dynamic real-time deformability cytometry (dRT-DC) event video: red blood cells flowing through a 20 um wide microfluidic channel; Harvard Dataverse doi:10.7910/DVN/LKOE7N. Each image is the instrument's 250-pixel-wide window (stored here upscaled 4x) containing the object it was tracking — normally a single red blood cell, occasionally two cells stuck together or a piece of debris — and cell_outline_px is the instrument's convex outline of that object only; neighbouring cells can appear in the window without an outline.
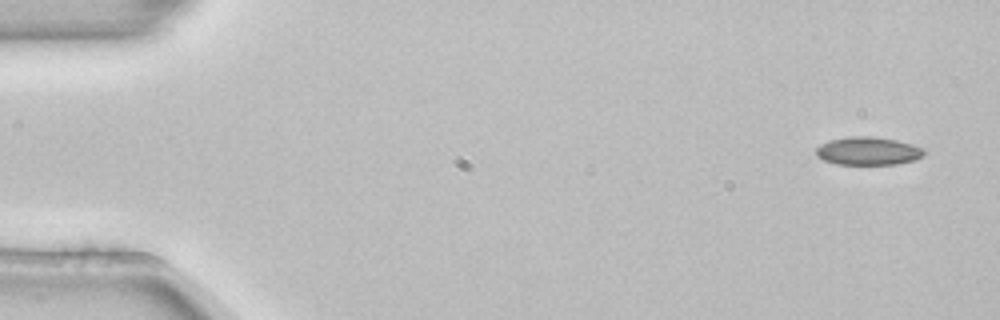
{"species": "common noctule bat (a hibernating species)", "species_latin": "Nyctalus noctula", "temperature_condition": "room temperature", "stored_images_in_passage": 4, "camera_frame_rate_fps": 3000, "um_per_image_px": 0.085, "animal": {"sex": "female", "body_mass_g": 22.7, "forearm_length_mm": 54.2}, "frame": {"image": 1, "passage_image": 1, "time_ms": 0.0, "image_size_px": [1000, 320], "cell_outline_px": [[924, 156], [912, 160], [896, 164], [836, 164], [824, 160], [816, 156], [816, 148], [820, 144], [832, 140], [852, 136], [872, 136], [896, 140], [912, 144], [924, 148]], "centroid_in_image_um": [73.79, 12.83], "position_along_channel_um": 11.2, "area_um2": 17.57}}
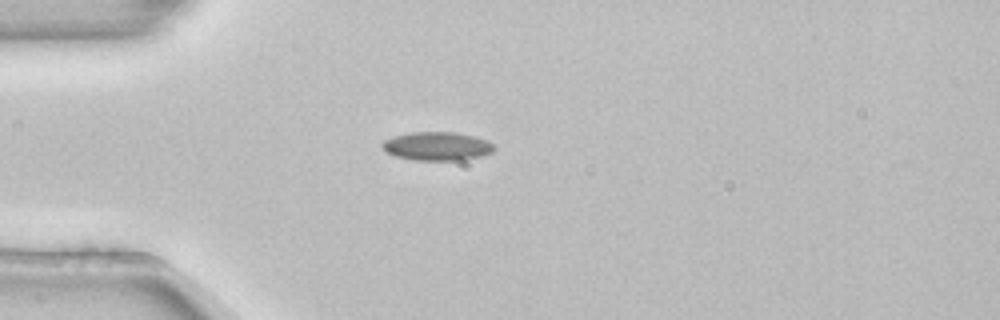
{"frame": {"image": 2, "passage_image": 4, "time_ms": 1.0, "image_size_px": [1000, 320], "cell_outline_px": [[496, 148], [492, 152], [480, 156], [464, 160], [416, 160], [396, 156], [388, 152], [380, 144], [384, 140], [392, 136], [412, 132], [456, 132], [488, 140], [496, 144]], "centroid_in_image_um": [37.19, 12.42], "position_along_channel_um": 47.8, "area_um2": 18.67}}